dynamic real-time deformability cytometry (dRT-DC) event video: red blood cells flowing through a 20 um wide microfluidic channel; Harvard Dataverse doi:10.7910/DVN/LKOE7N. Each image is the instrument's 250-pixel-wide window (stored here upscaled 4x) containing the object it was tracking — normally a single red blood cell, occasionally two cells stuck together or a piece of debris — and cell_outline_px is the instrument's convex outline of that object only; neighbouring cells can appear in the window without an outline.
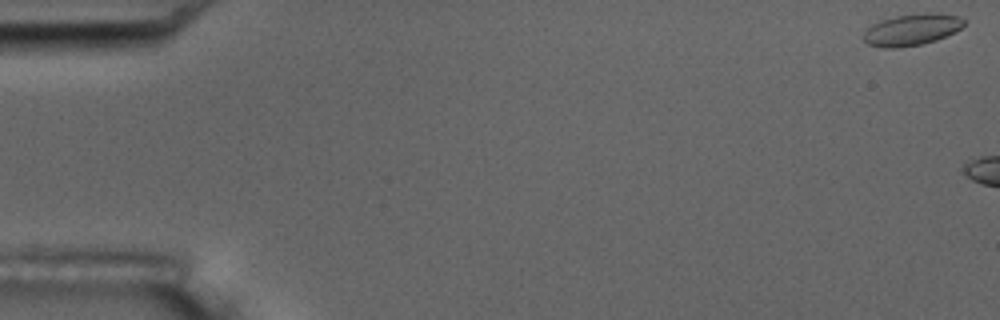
{"species": "common noctule bat (a hibernating species)", "species_latin": "Nyctalus noctula", "temperature_condition": "room temperature", "stored_images_in_passage": 3, "camera_frame_rate_fps": 3000, "um_per_image_px": 0.085, "animal": {"sex": "male", "body_mass_g": 17.5, "forearm_length_mm": 52.3}, "frame": {"image": 1, "passage_image": 1, "time_ms": 0.0, "image_size_px": [1000, 320], "cell_outline_px": [[964, 24], [956, 32], [936, 40], [920, 44], [896, 48], [884, 48], [868, 44], [864, 40], [864, 32], [872, 24], [896, 16], [924, 12], [940, 12], [956, 16], [964, 20]], "centroid_in_image_um": [77.52, 2.51], "position_along_channel_um": 7.5, "area_um2": 18.38}}